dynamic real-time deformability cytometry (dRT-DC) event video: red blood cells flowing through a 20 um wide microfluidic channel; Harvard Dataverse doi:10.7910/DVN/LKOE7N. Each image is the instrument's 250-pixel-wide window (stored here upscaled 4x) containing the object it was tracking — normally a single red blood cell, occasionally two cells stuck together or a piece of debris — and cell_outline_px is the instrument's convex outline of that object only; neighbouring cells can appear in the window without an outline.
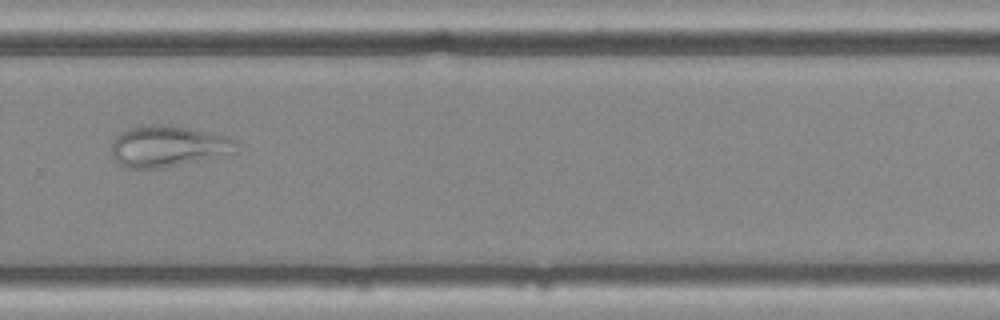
{"species": "common noctule bat (a hibernating species)", "species_latin": "Nyctalus noctula", "temperature_condition": "cold", "stored_images_in_passage": 51, "camera_frame_rate_fps": 3000, "um_per_image_px": 0.085, "animal": {"sex": "female", "body_mass_g": 25.1}, "frame": {"image": 1, "passage_image": 34, "time_ms": 11.0, "image_size_px": [1000, 320], "cell_outline_px": [[240, 144], [236, 152], [160, 168], [128, 168], [120, 164], [112, 156], [112, 144], [116, 136], [120, 132], [128, 128], [140, 124], [164, 124], [188, 128], [228, 136], [236, 140]], "centroid_in_image_um": [14.27, 12.4], "position_along_channel_um": 315.5, "area_um2": 29.88}}
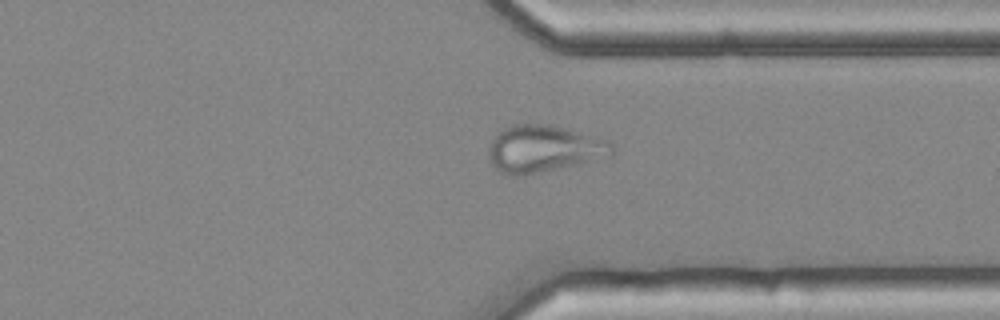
{"frame": {"image": 2, "passage_image": 38, "time_ms": 12.333, "image_size_px": [1000, 320], "cell_outline_px": [[612, 156], [580, 164], [524, 176], [512, 176], [500, 172], [492, 164], [488, 156], [488, 148], [496, 132], [500, 128], [512, 124], [552, 124], [612, 144]], "centroid_in_image_um": [46.11, 12.66], "position_along_channel_um": 365.3, "area_um2": 33.76}}
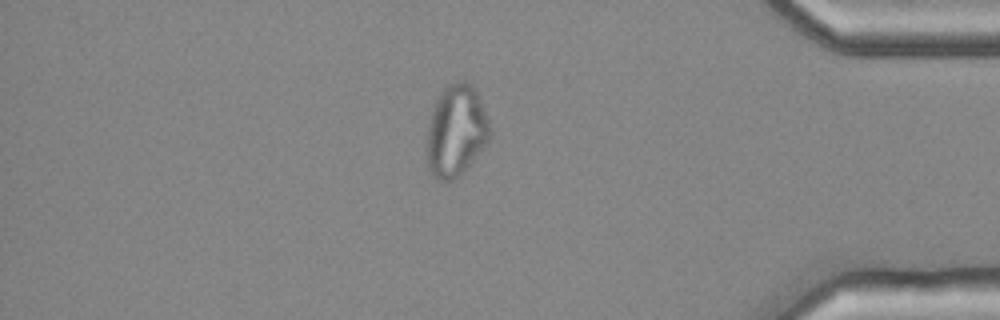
{"frame": {"image": 3, "passage_image": 43, "time_ms": 14.0, "image_size_px": [1000, 320], "cell_outline_px": [[488, 140], [464, 172], [460, 176], [452, 180], [440, 180], [432, 176], [428, 172], [428, 124], [436, 100], [444, 88], [456, 80], [464, 80], [472, 84], [480, 100], [488, 120]], "centroid_in_image_um": [38.75, 11.13], "position_along_channel_um": 396.5, "area_um2": 33.06}}